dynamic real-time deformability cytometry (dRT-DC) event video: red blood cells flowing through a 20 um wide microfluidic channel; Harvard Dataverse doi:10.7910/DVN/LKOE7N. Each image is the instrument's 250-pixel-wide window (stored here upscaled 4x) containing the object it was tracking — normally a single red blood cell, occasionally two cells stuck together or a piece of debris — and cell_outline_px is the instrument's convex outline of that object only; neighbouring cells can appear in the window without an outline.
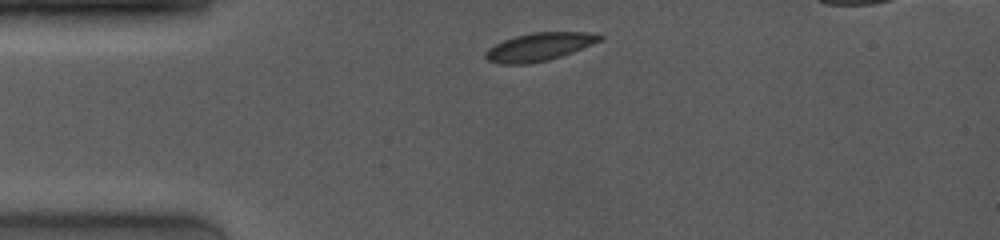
{"species": "common noctule bat (a hibernating species)", "species_latin": "Nyctalus noctula", "temperature_condition": "room temperature", "stored_images_in_passage": 7, "camera_frame_rate_fps": 4000, "um_per_image_px": 0.085, "animal": {"sex": "female", "body_mass_g": 19.0, "forearm_length_mm": 53.3}, "frame": {"image": 1, "passage_image": 1, "time_ms": 0.0, "image_size_px": [1000, 240], "cell_outline_px": [[604, 36], [600, 40], [572, 52], [548, 60], [528, 64], [500, 64], [488, 60], [484, 56], [484, 52], [488, 48], [504, 40], [516, 36], [532, 32], [588, 32]], "centroid_in_image_um": [45.79, 3.98], "position_along_channel_um": 39.2, "area_um2": 18.44}}
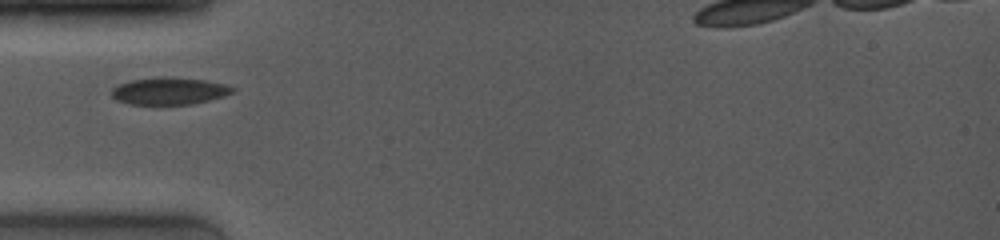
{"frame": {"image": 2, "passage_image": 3, "time_ms": 1.5, "image_size_px": [1000, 240], "cell_outline_px": [[236, 92], [224, 96], [192, 104], [128, 104], [116, 100], [112, 96], [112, 88], [120, 84], [132, 80], [160, 76], [164, 76], [204, 80], [224, 84], [236, 88]], "centroid_in_image_um": [14.4, 7.73], "position_along_channel_um": 70.6, "area_um2": 19.13}}
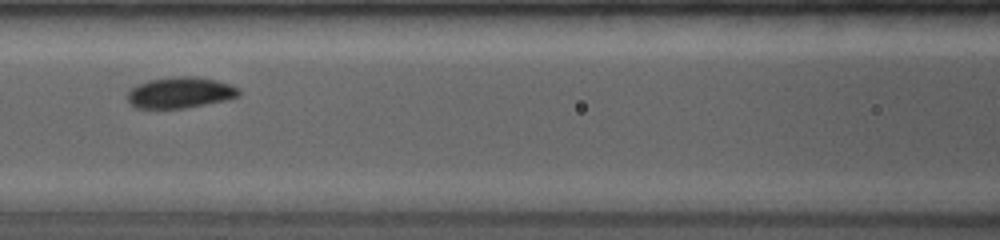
{"frame": {"image": 3, "passage_image": 6, "time_ms": 3.5, "image_size_px": [1000, 240], "cell_outline_px": [[240, 96], [224, 100], [184, 108], [136, 108], [128, 100], [128, 92], [132, 88], [148, 80], [176, 76], [196, 76], [216, 80], [232, 84], [240, 92]], "centroid_in_image_um": [15.33, 7.86], "position_along_channel_um": 151.3, "area_um2": 19.94}}